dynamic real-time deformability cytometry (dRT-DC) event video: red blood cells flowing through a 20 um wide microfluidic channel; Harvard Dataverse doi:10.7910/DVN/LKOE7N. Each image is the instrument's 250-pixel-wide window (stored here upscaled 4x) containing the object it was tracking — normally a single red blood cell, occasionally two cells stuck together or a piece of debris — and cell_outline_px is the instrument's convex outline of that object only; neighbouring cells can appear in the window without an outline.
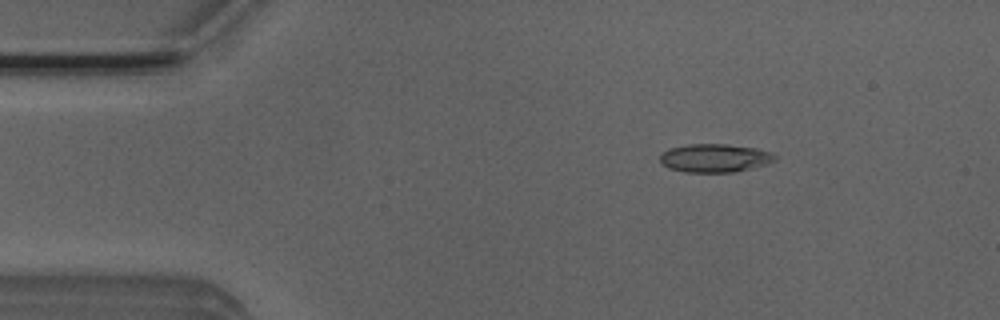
{"species": "Egyptian fruit bat (a non-hibernating species)", "species_latin": "Rousettus aegyptiacus", "temperature_condition": "room temperature", "stored_images_in_passage": 4, "camera_frame_rate_fps": 3000, "um_per_image_px": 0.085, "animal": {"sex": "male"}, "frame": {"image": 1, "passage_image": 2, "time_ms": 0.333, "image_size_px": [1000, 320], "cell_outline_px": [[776, 160], [768, 164], [736, 172], [684, 172], [668, 168], [660, 160], [660, 156], [664, 152], [672, 148], [688, 144], [728, 144], [756, 148], [772, 152], [776, 156]], "centroid_in_image_um": [60.81, 13.44], "position_along_channel_um": 24.2, "area_um2": 19.02}}